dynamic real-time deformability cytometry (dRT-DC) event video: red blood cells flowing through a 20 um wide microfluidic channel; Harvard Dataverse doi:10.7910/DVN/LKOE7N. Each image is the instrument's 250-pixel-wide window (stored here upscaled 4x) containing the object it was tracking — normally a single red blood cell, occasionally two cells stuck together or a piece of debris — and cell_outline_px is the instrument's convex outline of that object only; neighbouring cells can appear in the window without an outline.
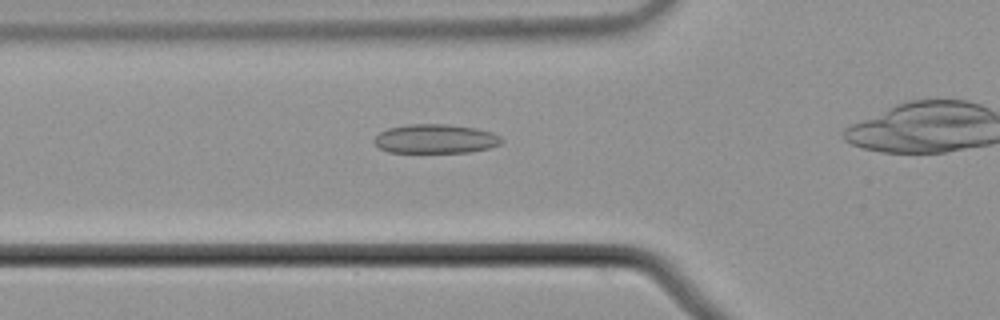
{"species": "common noctule bat (a hibernating species)", "species_latin": "Nyctalus noctula", "temperature_condition": "cold", "stored_images_in_passage": 30, "camera_frame_rate_fps": 3000, "um_per_image_px": 0.085, "animal": {"sex": "male", "body_mass_g": 21.5, "forearm_length_mm": 52.0}, "frame": {"image": 1, "passage_image": 5, "time_ms": 1.333, "image_size_px": [1000, 320], "cell_outline_px": [[504, 140], [500, 144], [488, 148], [468, 152], [388, 152], [380, 148], [372, 140], [380, 132], [388, 128], [408, 124], [448, 124], [476, 128], [492, 132], [500, 136]], "centroid_in_image_um": [37.02, 11.79], "position_along_channel_um": 88.8, "area_um2": 21.62}}
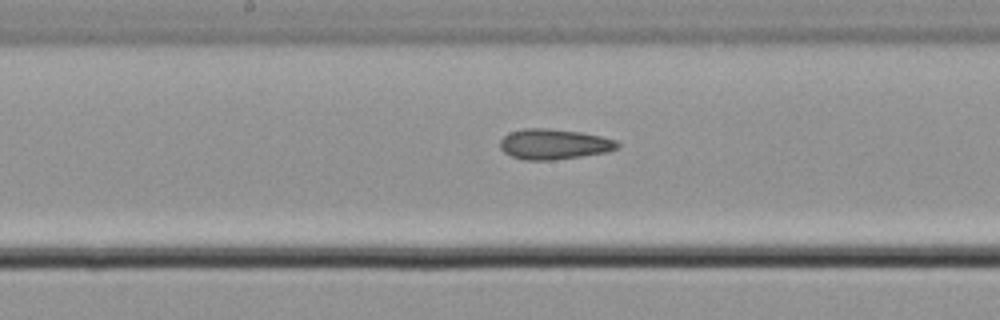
{"frame": {"image": 2, "passage_image": 14, "time_ms": 4.333, "image_size_px": [1000, 320], "cell_outline_px": [[620, 144], [616, 148], [608, 152], [552, 160], [524, 160], [512, 156], [504, 152], [500, 148], [500, 140], [508, 132], [524, 128], [548, 128], [580, 132], [600, 136], [616, 140]], "centroid_in_image_um": [47.06, 12.25], "position_along_channel_um": 201.1, "area_um2": 20.75}}
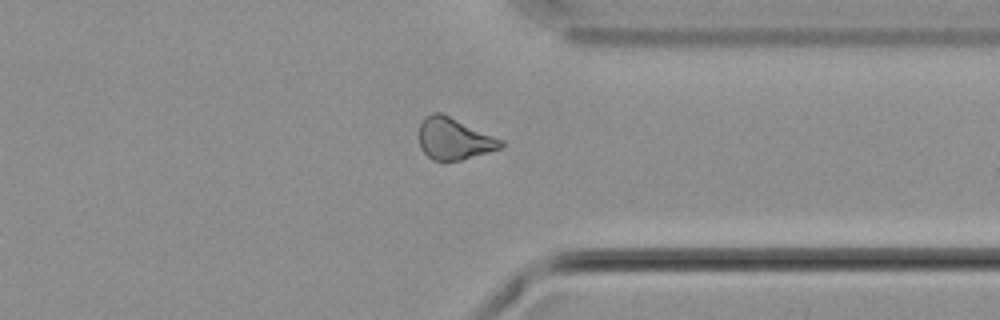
{"frame": {"image": 3, "passage_image": 28, "time_ms": 9.0, "image_size_px": [1000, 320], "cell_outline_px": [[504, 148], [460, 160], [432, 160], [420, 148], [420, 124], [424, 116], [432, 112], [440, 112], [504, 140]], "centroid_in_image_um": [38.62, 11.79], "position_along_channel_um": 372.8, "area_um2": 19.88}}